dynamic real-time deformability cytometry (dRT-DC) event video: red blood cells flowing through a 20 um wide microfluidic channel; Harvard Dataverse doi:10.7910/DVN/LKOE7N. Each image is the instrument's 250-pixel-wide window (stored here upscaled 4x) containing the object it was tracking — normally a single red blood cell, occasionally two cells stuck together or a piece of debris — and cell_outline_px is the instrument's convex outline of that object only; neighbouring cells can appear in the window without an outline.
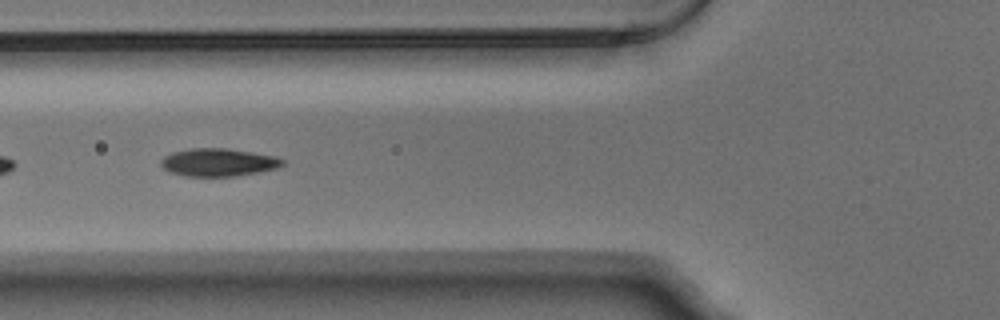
{"species": "Egyptian fruit bat (a non-hibernating species)", "species_latin": "Rousettus aegyptiacus", "temperature_condition": "warm", "stored_images_in_passage": 22, "segment_of_instrument_passage": [2, 2], "camera_frame_rate_fps": 3000, "um_per_image_px": 0.085, "animal": {"sex": "male"}, "frame": {"image": 1, "passage_image": 20, "time_ms": 6.333, "image_size_px": [1000, 320], "cell_outline_px": [[284, 164], [276, 168], [236, 176], [188, 176], [172, 172], [164, 168], [160, 164], [160, 160], [164, 156], [172, 152], [192, 148], [228, 148], [276, 156], [284, 160]], "centroid_in_image_um": [18.56, 13.78], "position_along_channel_um": 107.2, "area_um2": 19.59}}